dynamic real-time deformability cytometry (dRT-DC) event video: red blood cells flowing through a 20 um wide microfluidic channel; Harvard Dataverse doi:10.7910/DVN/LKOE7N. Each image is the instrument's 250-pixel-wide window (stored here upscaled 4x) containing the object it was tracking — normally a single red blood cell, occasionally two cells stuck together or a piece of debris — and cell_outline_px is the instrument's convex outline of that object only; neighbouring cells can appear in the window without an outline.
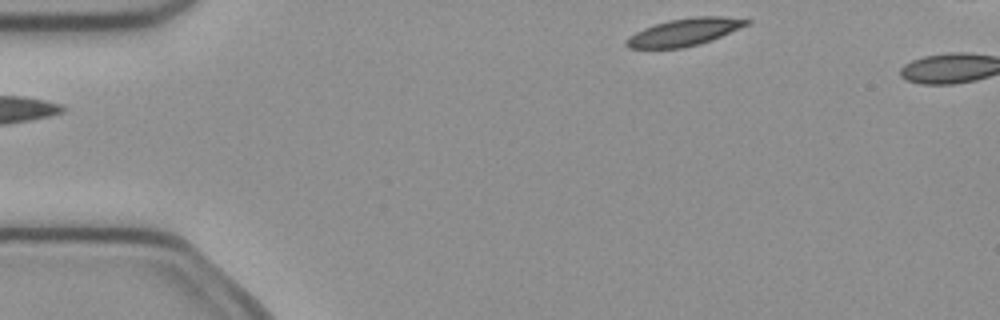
{"species": "common noctule bat (a hibernating species)", "species_latin": "Nyctalus noctula", "temperature_condition": "cold", "stored_images_in_passage": 2, "camera_frame_rate_fps": 3000, "um_per_image_px": 0.085, "animal": {"sex": "female", "body_mass_g": 21.9}, "frame": {"image": 1, "passage_image": 1, "time_ms": 0.0, "image_size_px": [1000, 320], "cell_outline_px": [[752, 20], [748, 24], [720, 36], [700, 44], [684, 48], [628, 48], [624, 44], [624, 40], [628, 36], [644, 28], [668, 20], [692, 16], [720, 16]], "centroid_in_image_um": [58.12, 2.73], "position_along_channel_um": 26.9, "area_um2": 19.07}}